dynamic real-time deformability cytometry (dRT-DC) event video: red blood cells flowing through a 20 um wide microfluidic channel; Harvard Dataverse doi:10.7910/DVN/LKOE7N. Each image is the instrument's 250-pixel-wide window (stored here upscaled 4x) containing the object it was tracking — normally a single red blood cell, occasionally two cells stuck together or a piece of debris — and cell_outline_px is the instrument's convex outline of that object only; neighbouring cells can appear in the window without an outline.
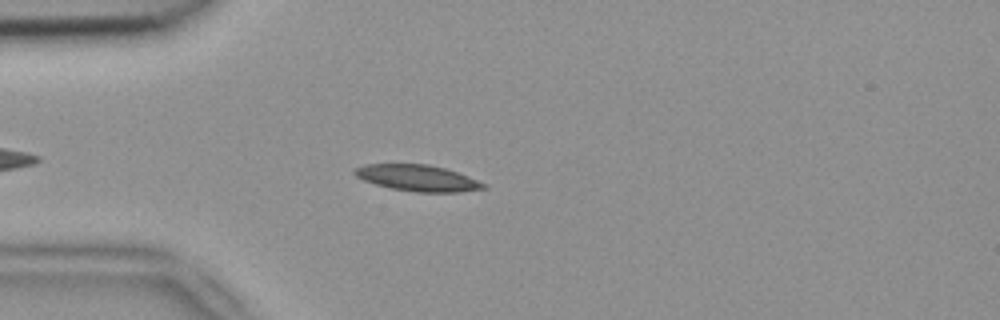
{"species": "common noctule bat (a hibernating species)", "species_latin": "Nyctalus noctula", "temperature_condition": "room temperature", "stored_images_in_passage": 5, "camera_frame_rate_fps": 3000, "um_per_image_px": 0.085, "animal": {"sex": "female", "body_mass_g": 18.4}, "frame": {"image": 1, "passage_image": 4, "time_ms": 1.0, "image_size_px": [1000, 320], "cell_outline_px": [[488, 188], [460, 192], [416, 192], [392, 188], [376, 184], [364, 180], [356, 176], [352, 172], [356, 168], [368, 164], [428, 164], [444, 168], [468, 176], [488, 184]], "centroid_in_image_um": [35.55, 15.13], "position_along_channel_um": 49.5, "area_um2": 19.59}}